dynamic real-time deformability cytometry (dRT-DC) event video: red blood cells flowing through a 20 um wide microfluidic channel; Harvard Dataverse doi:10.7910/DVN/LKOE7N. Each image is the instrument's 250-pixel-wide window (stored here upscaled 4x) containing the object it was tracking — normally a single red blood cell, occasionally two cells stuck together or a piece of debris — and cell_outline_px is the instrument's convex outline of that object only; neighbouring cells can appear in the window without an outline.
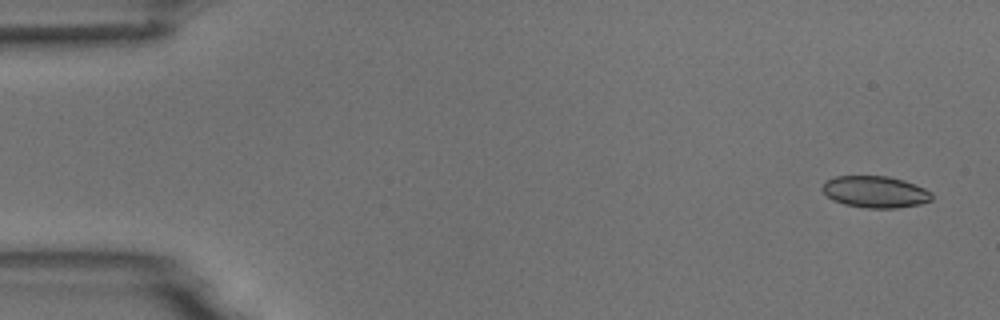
{"species": "common noctule bat (a hibernating species)", "species_latin": "Nyctalus noctula", "temperature_condition": "room temperature", "stored_images_in_passage": 55, "camera_frame_rate_fps": 3000, "um_per_image_px": 0.085, "animal": {"sex": "male", "body_mass_g": 18.8}, "frame": {"image": 1, "passage_image": 3, "time_ms": 0.667, "image_size_px": [1000, 320], "cell_outline_px": [[932, 200], [920, 204], [896, 208], [864, 208], [844, 204], [832, 200], [820, 188], [828, 180], [836, 176], [888, 176], [904, 180], [924, 188], [932, 192]], "centroid_in_image_um": [74.4, 16.31], "position_along_channel_um": 10.6, "area_um2": 20.23}}
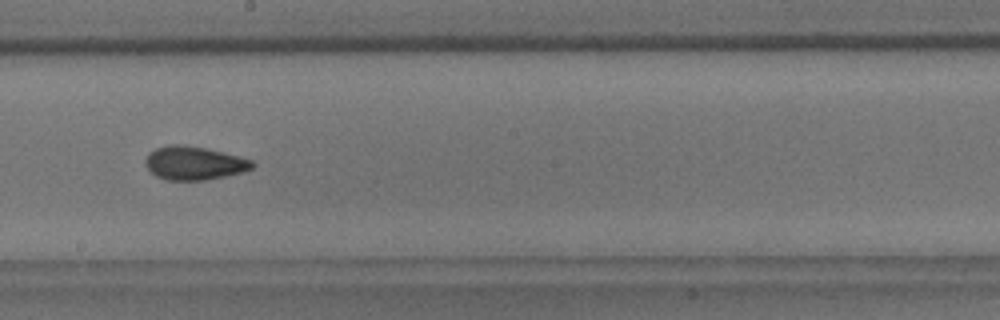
{"frame": {"image": 2, "passage_image": 31, "time_ms": 10.0, "image_size_px": [1000, 320], "cell_outline_px": [[256, 164], [252, 168], [244, 172], [204, 180], [168, 180], [156, 176], [144, 164], [144, 160], [148, 152], [156, 148], [168, 144], [180, 144], [204, 148], [224, 152], [240, 156], [252, 160]], "centroid_in_image_um": [16.49, 13.85], "position_along_channel_um": 231.7, "area_um2": 20.98}}
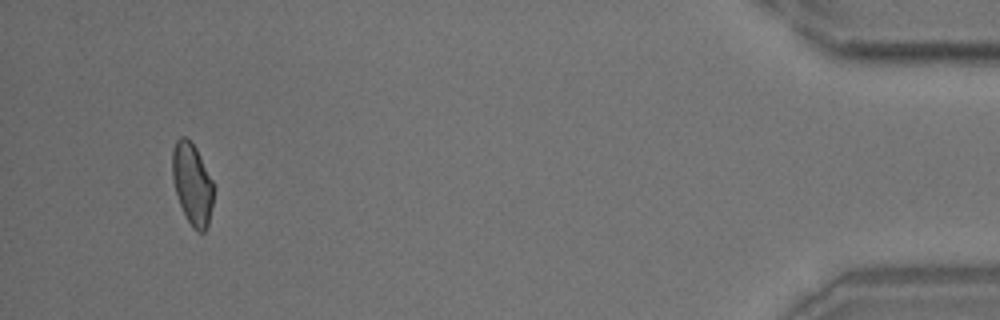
{"frame": {"image": 3, "passage_image": 52, "time_ms": 17.0, "image_size_px": [1000, 320], "cell_outline_px": [[212, 204], [208, 224], [204, 232], [196, 232], [192, 228], [180, 204], [172, 180], [172, 148], [176, 140], [180, 136], [184, 136], [196, 148], [212, 180]], "centroid_in_image_um": [16.31, 15.62], "position_along_channel_um": 418.9, "area_um2": 19.31}, "authors_computed_cell_mechanics": {"area_um2": 20.3456, "velocity_mm_per_s": 3.7185, "shape_relaxation_time_tau1_ms": null, "shape_relaxation_time_tau2_ms": 2.1452, "deformation_change_tau1": null, "deformation_change_tau2": 0.0634}}